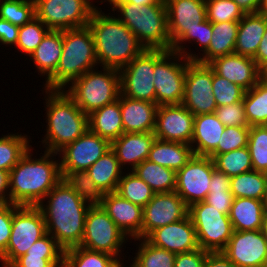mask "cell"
Returning a JSON list of instances; mask_svg holds the SVG:
<instances>
[{"label": "cell", "instance_id": "47", "mask_svg": "<svg viewBox=\"0 0 267 267\" xmlns=\"http://www.w3.org/2000/svg\"><path fill=\"white\" fill-rule=\"evenodd\" d=\"M50 31L38 18H33L19 28L16 48L30 56Z\"/></svg>", "mask_w": 267, "mask_h": 267}, {"label": "cell", "instance_id": "37", "mask_svg": "<svg viewBox=\"0 0 267 267\" xmlns=\"http://www.w3.org/2000/svg\"><path fill=\"white\" fill-rule=\"evenodd\" d=\"M267 173L250 170L231 177L230 191L234 198L262 200L265 192Z\"/></svg>", "mask_w": 267, "mask_h": 267}, {"label": "cell", "instance_id": "56", "mask_svg": "<svg viewBox=\"0 0 267 267\" xmlns=\"http://www.w3.org/2000/svg\"><path fill=\"white\" fill-rule=\"evenodd\" d=\"M231 177L215 169L212 173L209 191H230Z\"/></svg>", "mask_w": 267, "mask_h": 267}, {"label": "cell", "instance_id": "46", "mask_svg": "<svg viewBox=\"0 0 267 267\" xmlns=\"http://www.w3.org/2000/svg\"><path fill=\"white\" fill-rule=\"evenodd\" d=\"M0 18L22 26L35 18L34 0H0Z\"/></svg>", "mask_w": 267, "mask_h": 267}, {"label": "cell", "instance_id": "28", "mask_svg": "<svg viewBox=\"0 0 267 267\" xmlns=\"http://www.w3.org/2000/svg\"><path fill=\"white\" fill-rule=\"evenodd\" d=\"M267 28V18L259 13L245 14L239 21L235 54L253 58Z\"/></svg>", "mask_w": 267, "mask_h": 267}, {"label": "cell", "instance_id": "38", "mask_svg": "<svg viewBox=\"0 0 267 267\" xmlns=\"http://www.w3.org/2000/svg\"><path fill=\"white\" fill-rule=\"evenodd\" d=\"M0 137V169L10 171L32 147L28 135L9 134ZM30 139V140H29Z\"/></svg>", "mask_w": 267, "mask_h": 267}, {"label": "cell", "instance_id": "33", "mask_svg": "<svg viewBox=\"0 0 267 267\" xmlns=\"http://www.w3.org/2000/svg\"><path fill=\"white\" fill-rule=\"evenodd\" d=\"M193 155L190 144L155 139L151 145L148 160L177 172Z\"/></svg>", "mask_w": 267, "mask_h": 267}, {"label": "cell", "instance_id": "10", "mask_svg": "<svg viewBox=\"0 0 267 267\" xmlns=\"http://www.w3.org/2000/svg\"><path fill=\"white\" fill-rule=\"evenodd\" d=\"M128 239L100 205L90 206L85 217L84 235L80 247L105 252L120 260L121 249Z\"/></svg>", "mask_w": 267, "mask_h": 267}, {"label": "cell", "instance_id": "2", "mask_svg": "<svg viewBox=\"0 0 267 267\" xmlns=\"http://www.w3.org/2000/svg\"><path fill=\"white\" fill-rule=\"evenodd\" d=\"M31 152L30 148L9 171V202L18 206H38L63 179L60 160L54 161L58 153L45 150L33 159Z\"/></svg>", "mask_w": 267, "mask_h": 267}, {"label": "cell", "instance_id": "6", "mask_svg": "<svg viewBox=\"0 0 267 267\" xmlns=\"http://www.w3.org/2000/svg\"><path fill=\"white\" fill-rule=\"evenodd\" d=\"M117 18L130 29L148 50H171L165 3L136 5L131 2H109ZM121 15V17H120Z\"/></svg>", "mask_w": 267, "mask_h": 267}, {"label": "cell", "instance_id": "48", "mask_svg": "<svg viewBox=\"0 0 267 267\" xmlns=\"http://www.w3.org/2000/svg\"><path fill=\"white\" fill-rule=\"evenodd\" d=\"M205 6L211 23L239 22L245 15L233 0H205Z\"/></svg>", "mask_w": 267, "mask_h": 267}, {"label": "cell", "instance_id": "9", "mask_svg": "<svg viewBox=\"0 0 267 267\" xmlns=\"http://www.w3.org/2000/svg\"><path fill=\"white\" fill-rule=\"evenodd\" d=\"M196 231L199 248L208 252H222L230 240L234 229L229 215H226L204 201L189 207Z\"/></svg>", "mask_w": 267, "mask_h": 267}, {"label": "cell", "instance_id": "45", "mask_svg": "<svg viewBox=\"0 0 267 267\" xmlns=\"http://www.w3.org/2000/svg\"><path fill=\"white\" fill-rule=\"evenodd\" d=\"M248 148L253 170L267 173V126H250Z\"/></svg>", "mask_w": 267, "mask_h": 267}, {"label": "cell", "instance_id": "50", "mask_svg": "<svg viewBox=\"0 0 267 267\" xmlns=\"http://www.w3.org/2000/svg\"><path fill=\"white\" fill-rule=\"evenodd\" d=\"M212 86L217 107L230 105L243 100L245 90L239 85L217 75L214 71Z\"/></svg>", "mask_w": 267, "mask_h": 267}, {"label": "cell", "instance_id": "43", "mask_svg": "<svg viewBox=\"0 0 267 267\" xmlns=\"http://www.w3.org/2000/svg\"><path fill=\"white\" fill-rule=\"evenodd\" d=\"M62 178L75 191V193L91 206L100 205L104 193L99 190L87 171H73L61 174Z\"/></svg>", "mask_w": 267, "mask_h": 267}, {"label": "cell", "instance_id": "39", "mask_svg": "<svg viewBox=\"0 0 267 267\" xmlns=\"http://www.w3.org/2000/svg\"><path fill=\"white\" fill-rule=\"evenodd\" d=\"M117 260L111 254L76 246L65 250L63 267H113Z\"/></svg>", "mask_w": 267, "mask_h": 267}, {"label": "cell", "instance_id": "15", "mask_svg": "<svg viewBox=\"0 0 267 267\" xmlns=\"http://www.w3.org/2000/svg\"><path fill=\"white\" fill-rule=\"evenodd\" d=\"M215 169L214 161L209 156L193 155L187 164L176 172L175 192L188 207L205 200Z\"/></svg>", "mask_w": 267, "mask_h": 267}, {"label": "cell", "instance_id": "53", "mask_svg": "<svg viewBox=\"0 0 267 267\" xmlns=\"http://www.w3.org/2000/svg\"><path fill=\"white\" fill-rule=\"evenodd\" d=\"M208 251L198 248L193 251L176 254L174 267H205Z\"/></svg>", "mask_w": 267, "mask_h": 267}, {"label": "cell", "instance_id": "36", "mask_svg": "<svg viewBox=\"0 0 267 267\" xmlns=\"http://www.w3.org/2000/svg\"><path fill=\"white\" fill-rule=\"evenodd\" d=\"M249 126L267 125V80L263 77L243 96Z\"/></svg>", "mask_w": 267, "mask_h": 267}, {"label": "cell", "instance_id": "34", "mask_svg": "<svg viewBox=\"0 0 267 267\" xmlns=\"http://www.w3.org/2000/svg\"><path fill=\"white\" fill-rule=\"evenodd\" d=\"M86 171L104 194L117 191L122 173H124L112 149L101 156Z\"/></svg>", "mask_w": 267, "mask_h": 267}, {"label": "cell", "instance_id": "20", "mask_svg": "<svg viewBox=\"0 0 267 267\" xmlns=\"http://www.w3.org/2000/svg\"><path fill=\"white\" fill-rule=\"evenodd\" d=\"M171 47L206 19L205 0H164Z\"/></svg>", "mask_w": 267, "mask_h": 267}, {"label": "cell", "instance_id": "25", "mask_svg": "<svg viewBox=\"0 0 267 267\" xmlns=\"http://www.w3.org/2000/svg\"><path fill=\"white\" fill-rule=\"evenodd\" d=\"M120 108L124 133L154 132L156 103L130 99L120 93Z\"/></svg>", "mask_w": 267, "mask_h": 267}, {"label": "cell", "instance_id": "24", "mask_svg": "<svg viewBox=\"0 0 267 267\" xmlns=\"http://www.w3.org/2000/svg\"><path fill=\"white\" fill-rule=\"evenodd\" d=\"M155 139L153 132L123 133L111 142V149L115 152L120 167L124 169L126 165H130V171H132L148 159Z\"/></svg>", "mask_w": 267, "mask_h": 267}, {"label": "cell", "instance_id": "21", "mask_svg": "<svg viewBox=\"0 0 267 267\" xmlns=\"http://www.w3.org/2000/svg\"><path fill=\"white\" fill-rule=\"evenodd\" d=\"M145 239L150 244L175 254L199 248L195 227L189 215L182 220L153 230Z\"/></svg>", "mask_w": 267, "mask_h": 267}, {"label": "cell", "instance_id": "18", "mask_svg": "<svg viewBox=\"0 0 267 267\" xmlns=\"http://www.w3.org/2000/svg\"><path fill=\"white\" fill-rule=\"evenodd\" d=\"M222 252L237 267H267V239L262 230H234Z\"/></svg>", "mask_w": 267, "mask_h": 267}, {"label": "cell", "instance_id": "22", "mask_svg": "<svg viewBox=\"0 0 267 267\" xmlns=\"http://www.w3.org/2000/svg\"><path fill=\"white\" fill-rule=\"evenodd\" d=\"M208 65L217 75L239 85L245 91L254 87L262 77V71L253 58L235 53L217 57Z\"/></svg>", "mask_w": 267, "mask_h": 267}, {"label": "cell", "instance_id": "55", "mask_svg": "<svg viewBox=\"0 0 267 267\" xmlns=\"http://www.w3.org/2000/svg\"><path fill=\"white\" fill-rule=\"evenodd\" d=\"M20 26L0 18V42L6 45H16Z\"/></svg>", "mask_w": 267, "mask_h": 267}, {"label": "cell", "instance_id": "17", "mask_svg": "<svg viewBox=\"0 0 267 267\" xmlns=\"http://www.w3.org/2000/svg\"><path fill=\"white\" fill-rule=\"evenodd\" d=\"M188 212L189 207L175 191L155 193L143 207L141 238H146L157 228L186 218Z\"/></svg>", "mask_w": 267, "mask_h": 267}, {"label": "cell", "instance_id": "8", "mask_svg": "<svg viewBox=\"0 0 267 267\" xmlns=\"http://www.w3.org/2000/svg\"><path fill=\"white\" fill-rule=\"evenodd\" d=\"M47 233L41 210L37 206L12 204V228L5 253L0 257L2 267H9L38 239Z\"/></svg>", "mask_w": 267, "mask_h": 267}, {"label": "cell", "instance_id": "16", "mask_svg": "<svg viewBox=\"0 0 267 267\" xmlns=\"http://www.w3.org/2000/svg\"><path fill=\"white\" fill-rule=\"evenodd\" d=\"M111 149V142L88 130L58 152L61 174L86 171Z\"/></svg>", "mask_w": 267, "mask_h": 267}, {"label": "cell", "instance_id": "44", "mask_svg": "<svg viewBox=\"0 0 267 267\" xmlns=\"http://www.w3.org/2000/svg\"><path fill=\"white\" fill-rule=\"evenodd\" d=\"M212 23L206 18L193 30L187 31L171 48V51L183 55L188 60H196L199 56L198 53L193 54L186 51L185 45H182L188 41V43L195 42L201 48L200 52H204L210 44L212 39ZM183 42V43H182Z\"/></svg>", "mask_w": 267, "mask_h": 267}, {"label": "cell", "instance_id": "4", "mask_svg": "<svg viewBox=\"0 0 267 267\" xmlns=\"http://www.w3.org/2000/svg\"><path fill=\"white\" fill-rule=\"evenodd\" d=\"M46 134L41 141L46 151L58 153L89 128L85 114L64 90H46Z\"/></svg>", "mask_w": 267, "mask_h": 267}, {"label": "cell", "instance_id": "13", "mask_svg": "<svg viewBox=\"0 0 267 267\" xmlns=\"http://www.w3.org/2000/svg\"><path fill=\"white\" fill-rule=\"evenodd\" d=\"M190 61L170 50L155 64L154 86L158 106L181 104L187 64Z\"/></svg>", "mask_w": 267, "mask_h": 267}, {"label": "cell", "instance_id": "49", "mask_svg": "<svg viewBox=\"0 0 267 267\" xmlns=\"http://www.w3.org/2000/svg\"><path fill=\"white\" fill-rule=\"evenodd\" d=\"M250 127L230 126L225 127L221 134L217 148L209 155L214 158L217 154H224L230 151L248 146Z\"/></svg>", "mask_w": 267, "mask_h": 267}, {"label": "cell", "instance_id": "19", "mask_svg": "<svg viewBox=\"0 0 267 267\" xmlns=\"http://www.w3.org/2000/svg\"><path fill=\"white\" fill-rule=\"evenodd\" d=\"M194 118L182 104L159 105L153 133L159 140L190 144Z\"/></svg>", "mask_w": 267, "mask_h": 267}, {"label": "cell", "instance_id": "26", "mask_svg": "<svg viewBox=\"0 0 267 267\" xmlns=\"http://www.w3.org/2000/svg\"><path fill=\"white\" fill-rule=\"evenodd\" d=\"M64 252L57 241L46 233L9 267H63Z\"/></svg>", "mask_w": 267, "mask_h": 267}, {"label": "cell", "instance_id": "31", "mask_svg": "<svg viewBox=\"0 0 267 267\" xmlns=\"http://www.w3.org/2000/svg\"><path fill=\"white\" fill-rule=\"evenodd\" d=\"M262 200L234 198L229 214L235 231L262 230L264 218Z\"/></svg>", "mask_w": 267, "mask_h": 267}, {"label": "cell", "instance_id": "57", "mask_svg": "<svg viewBox=\"0 0 267 267\" xmlns=\"http://www.w3.org/2000/svg\"><path fill=\"white\" fill-rule=\"evenodd\" d=\"M205 267H237L223 252H208Z\"/></svg>", "mask_w": 267, "mask_h": 267}, {"label": "cell", "instance_id": "66", "mask_svg": "<svg viewBox=\"0 0 267 267\" xmlns=\"http://www.w3.org/2000/svg\"><path fill=\"white\" fill-rule=\"evenodd\" d=\"M262 77L267 80V68L262 71Z\"/></svg>", "mask_w": 267, "mask_h": 267}, {"label": "cell", "instance_id": "3", "mask_svg": "<svg viewBox=\"0 0 267 267\" xmlns=\"http://www.w3.org/2000/svg\"><path fill=\"white\" fill-rule=\"evenodd\" d=\"M96 8L88 22L92 32L97 62L101 67L121 70L145 48L133 32L117 17Z\"/></svg>", "mask_w": 267, "mask_h": 267}, {"label": "cell", "instance_id": "64", "mask_svg": "<svg viewBox=\"0 0 267 267\" xmlns=\"http://www.w3.org/2000/svg\"><path fill=\"white\" fill-rule=\"evenodd\" d=\"M262 232L267 239V213H264Z\"/></svg>", "mask_w": 267, "mask_h": 267}, {"label": "cell", "instance_id": "14", "mask_svg": "<svg viewBox=\"0 0 267 267\" xmlns=\"http://www.w3.org/2000/svg\"><path fill=\"white\" fill-rule=\"evenodd\" d=\"M212 80L213 69L208 64L195 60L187 64L181 104L194 116L215 112L217 104L213 95Z\"/></svg>", "mask_w": 267, "mask_h": 267}, {"label": "cell", "instance_id": "35", "mask_svg": "<svg viewBox=\"0 0 267 267\" xmlns=\"http://www.w3.org/2000/svg\"><path fill=\"white\" fill-rule=\"evenodd\" d=\"M140 179L146 182L155 193L175 191L176 171L148 159L132 170Z\"/></svg>", "mask_w": 267, "mask_h": 267}, {"label": "cell", "instance_id": "54", "mask_svg": "<svg viewBox=\"0 0 267 267\" xmlns=\"http://www.w3.org/2000/svg\"><path fill=\"white\" fill-rule=\"evenodd\" d=\"M233 199L231 191H209L204 202L218 209V211L229 215Z\"/></svg>", "mask_w": 267, "mask_h": 267}, {"label": "cell", "instance_id": "12", "mask_svg": "<svg viewBox=\"0 0 267 267\" xmlns=\"http://www.w3.org/2000/svg\"><path fill=\"white\" fill-rule=\"evenodd\" d=\"M35 17L50 30H67L88 25L97 8L90 0H34Z\"/></svg>", "mask_w": 267, "mask_h": 267}, {"label": "cell", "instance_id": "60", "mask_svg": "<svg viewBox=\"0 0 267 267\" xmlns=\"http://www.w3.org/2000/svg\"><path fill=\"white\" fill-rule=\"evenodd\" d=\"M244 14L258 13L262 0H233Z\"/></svg>", "mask_w": 267, "mask_h": 267}, {"label": "cell", "instance_id": "5", "mask_svg": "<svg viewBox=\"0 0 267 267\" xmlns=\"http://www.w3.org/2000/svg\"><path fill=\"white\" fill-rule=\"evenodd\" d=\"M98 66L94 39L88 25L63 30L62 55L56 71L45 81L46 90H65L73 81Z\"/></svg>", "mask_w": 267, "mask_h": 267}, {"label": "cell", "instance_id": "52", "mask_svg": "<svg viewBox=\"0 0 267 267\" xmlns=\"http://www.w3.org/2000/svg\"><path fill=\"white\" fill-rule=\"evenodd\" d=\"M12 228V203L0 204V257L5 253Z\"/></svg>", "mask_w": 267, "mask_h": 267}, {"label": "cell", "instance_id": "58", "mask_svg": "<svg viewBox=\"0 0 267 267\" xmlns=\"http://www.w3.org/2000/svg\"><path fill=\"white\" fill-rule=\"evenodd\" d=\"M253 60L261 71L267 68V28Z\"/></svg>", "mask_w": 267, "mask_h": 267}, {"label": "cell", "instance_id": "29", "mask_svg": "<svg viewBox=\"0 0 267 267\" xmlns=\"http://www.w3.org/2000/svg\"><path fill=\"white\" fill-rule=\"evenodd\" d=\"M63 49V30H50L29 56L47 80L57 69ZM42 74V75H41Z\"/></svg>", "mask_w": 267, "mask_h": 267}, {"label": "cell", "instance_id": "63", "mask_svg": "<svg viewBox=\"0 0 267 267\" xmlns=\"http://www.w3.org/2000/svg\"><path fill=\"white\" fill-rule=\"evenodd\" d=\"M262 204L264 206V212L267 213V180H266V185H265L264 196L262 199Z\"/></svg>", "mask_w": 267, "mask_h": 267}, {"label": "cell", "instance_id": "62", "mask_svg": "<svg viewBox=\"0 0 267 267\" xmlns=\"http://www.w3.org/2000/svg\"><path fill=\"white\" fill-rule=\"evenodd\" d=\"M258 13L267 18V0H262L261 6H260V9H259Z\"/></svg>", "mask_w": 267, "mask_h": 267}, {"label": "cell", "instance_id": "27", "mask_svg": "<svg viewBox=\"0 0 267 267\" xmlns=\"http://www.w3.org/2000/svg\"><path fill=\"white\" fill-rule=\"evenodd\" d=\"M225 127L215 113L196 115L190 143L194 155L209 156L217 148Z\"/></svg>", "mask_w": 267, "mask_h": 267}, {"label": "cell", "instance_id": "30", "mask_svg": "<svg viewBox=\"0 0 267 267\" xmlns=\"http://www.w3.org/2000/svg\"><path fill=\"white\" fill-rule=\"evenodd\" d=\"M88 125L92 132L110 142L119 138L124 133L120 95L113 103L105 105L88 115Z\"/></svg>", "mask_w": 267, "mask_h": 267}, {"label": "cell", "instance_id": "61", "mask_svg": "<svg viewBox=\"0 0 267 267\" xmlns=\"http://www.w3.org/2000/svg\"><path fill=\"white\" fill-rule=\"evenodd\" d=\"M104 1V0H103ZM131 2L136 5H147V4H154V3H165L164 0H105V2Z\"/></svg>", "mask_w": 267, "mask_h": 267}, {"label": "cell", "instance_id": "42", "mask_svg": "<svg viewBox=\"0 0 267 267\" xmlns=\"http://www.w3.org/2000/svg\"><path fill=\"white\" fill-rule=\"evenodd\" d=\"M213 161L215 168L229 177L253 170L248 146L228 153L217 154Z\"/></svg>", "mask_w": 267, "mask_h": 267}, {"label": "cell", "instance_id": "7", "mask_svg": "<svg viewBox=\"0 0 267 267\" xmlns=\"http://www.w3.org/2000/svg\"><path fill=\"white\" fill-rule=\"evenodd\" d=\"M91 69L77 78L65 93L87 115L116 101L121 93L120 72L113 68Z\"/></svg>", "mask_w": 267, "mask_h": 267}, {"label": "cell", "instance_id": "59", "mask_svg": "<svg viewBox=\"0 0 267 267\" xmlns=\"http://www.w3.org/2000/svg\"><path fill=\"white\" fill-rule=\"evenodd\" d=\"M9 203V172L0 169V204Z\"/></svg>", "mask_w": 267, "mask_h": 267}, {"label": "cell", "instance_id": "11", "mask_svg": "<svg viewBox=\"0 0 267 267\" xmlns=\"http://www.w3.org/2000/svg\"><path fill=\"white\" fill-rule=\"evenodd\" d=\"M167 52L145 49L124 66L119 71L121 94L130 99L156 103L154 66Z\"/></svg>", "mask_w": 267, "mask_h": 267}, {"label": "cell", "instance_id": "41", "mask_svg": "<svg viewBox=\"0 0 267 267\" xmlns=\"http://www.w3.org/2000/svg\"><path fill=\"white\" fill-rule=\"evenodd\" d=\"M133 240L141 242L136 256L131 260L137 267H174L175 253L156 247L145 238Z\"/></svg>", "mask_w": 267, "mask_h": 267}, {"label": "cell", "instance_id": "40", "mask_svg": "<svg viewBox=\"0 0 267 267\" xmlns=\"http://www.w3.org/2000/svg\"><path fill=\"white\" fill-rule=\"evenodd\" d=\"M117 193L133 204L144 207L154 196L152 188L140 179L133 171L122 173Z\"/></svg>", "mask_w": 267, "mask_h": 267}, {"label": "cell", "instance_id": "32", "mask_svg": "<svg viewBox=\"0 0 267 267\" xmlns=\"http://www.w3.org/2000/svg\"><path fill=\"white\" fill-rule=\"evenodd\" d=\"M239 22L212 23V39L209 47L195 61L208 64L217 57L234 53Z\"/></svg>", "mask_w": 267, "mask_h": 267}, {"label": "cell", "instance_id": "65", "mask_svg": "<svg viewBox=\"0 0 267 267\" xmlns=\"http://www.w3.org/2000/svg\"><path fill=\"white\" fill-rule=\"evenodd\" d=\"M123 261V262H122ZM124 260H117V262L113 265V267H123ZM129 267H137L133 262Z\"/></svg>", "mask_w": 267, "mask_h": 267}, {"label": "cell", "instance_id": "51", "mask_svg": "<svg viewBox=\"0 0 267 267\" xmlns=\"http://www.w3.org/2000/svg\"><path fill=\"white\" fill-rule=\"evenodd\" d=\"M214 113L226 127H250L245 115L243 100L230 105L217 107Z\"/></svg>", "mask_w": 267, "mask_h": 267}, {"label": "cell", "instance_id": "23", "mask_svg": "<svg viewBox=\"0 0 267 267\" xmlns=\"http://www.w3.org/2000/svg\"><path fill=\"white\" fill-rule=\"evenodd\" d=\"M100 206L130 240L141 238L142 207L126 200L116 191L104 194Z\"/></svg>", "mask_w": 267, "mask_h": 267}, {"label": "cell", "instance_id": "1", "mask_svg": "<svg viewBox=\"0 0 267 267\" xmlns=\"http://www.w3.org/2000/svg\"><path fill=\"white\" fill-rule=\"evenodd\" d=\"M90 206L62 179L37 207L43 214L47 233L67 250L80 246Z\"/></svg>", "mask_w": 267, "mask_h": 267}]
</instances>
